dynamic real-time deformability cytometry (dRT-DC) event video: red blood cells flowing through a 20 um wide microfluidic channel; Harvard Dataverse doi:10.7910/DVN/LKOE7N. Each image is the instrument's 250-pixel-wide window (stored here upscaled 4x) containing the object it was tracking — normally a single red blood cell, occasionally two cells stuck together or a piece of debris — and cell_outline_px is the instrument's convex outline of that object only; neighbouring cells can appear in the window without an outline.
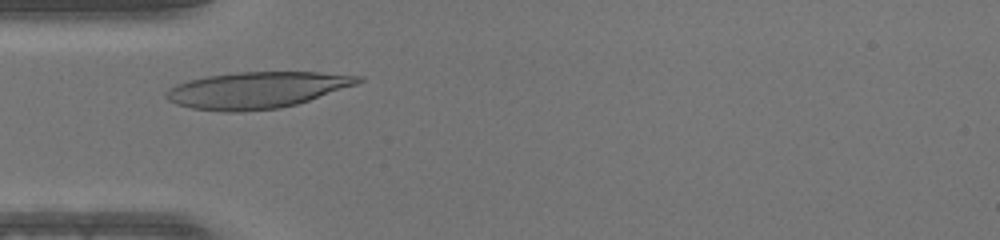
{"species": "human", "species_latin": "Homo sapiens", "temperature_condition": "warm", "stored_images_in_passage": 31, "camera_frame_rate_fps": 3000, "um_per_image_px": 0.085, "donor": {"sex": "male"}, "frame": {"image": 1, "passage_image": 7, "time_ms": 2.0, "image_size_px": [1000, 240], "cell_outline_px": [[364, 80], [356, 84], [296, 104], [280, 108], [240, 112], [224, 112], [192, 108], [176, 104], [168, 100], [164, 96], [164, 92], [168, 88], [176, 84], [188, 80], [208, 76], [236, 72], [320, 72], [364, 76]], "centroid_in_image_um": [21.78, 7.65], "position_along_channel_um": 63.2, "area_um2": 40.75}}
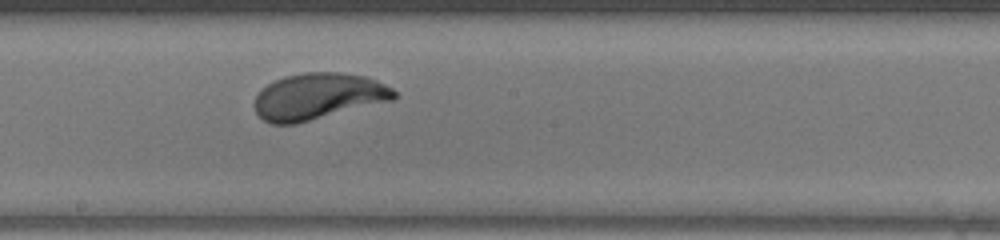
{"frame": {"image": 2, "passage_image": 18, "time_ms": 5.667, "image_size_px": [1000, 240], "cell_outline_px": [[396, 96], [392, 100], [296, 124], [272, 124], [264, 120], [256, 112], [252, 104], [256, 96], [268, 84], [284, 76], [304, 72], [340, 72], [364, 76], [376, 80], [392, 88], [396, 92]], "centroid_in_image_um": [27.02, 8.19], "position_along_channel_um": 221.2, "area_um2": 37.63}}
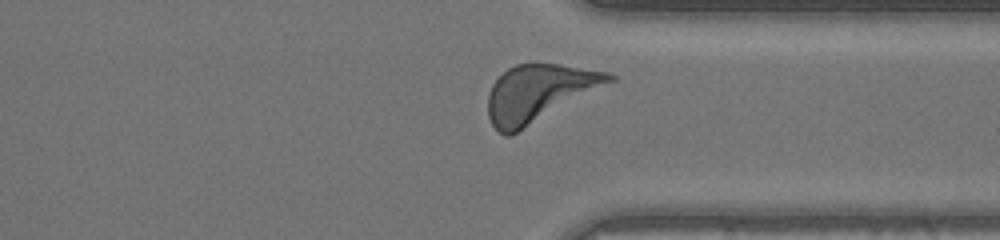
{"frame": {"image": 3, "passage_image": 28, "time_ms": 9.0, "image_size_px": [1000, 240], "cell_outline_px": [[616, 80], [516, 132], [508, 136], [504, 136], [492, 124], [488, 116], [488, 96], [492, 84], [508, 68], [516, 64], [560, 64], [608, 72], [616, 76]], "centroid_in_image_um": [45.81, 7.9], "position_along_channel_um": 365.6, "area_um2": 39.59}}